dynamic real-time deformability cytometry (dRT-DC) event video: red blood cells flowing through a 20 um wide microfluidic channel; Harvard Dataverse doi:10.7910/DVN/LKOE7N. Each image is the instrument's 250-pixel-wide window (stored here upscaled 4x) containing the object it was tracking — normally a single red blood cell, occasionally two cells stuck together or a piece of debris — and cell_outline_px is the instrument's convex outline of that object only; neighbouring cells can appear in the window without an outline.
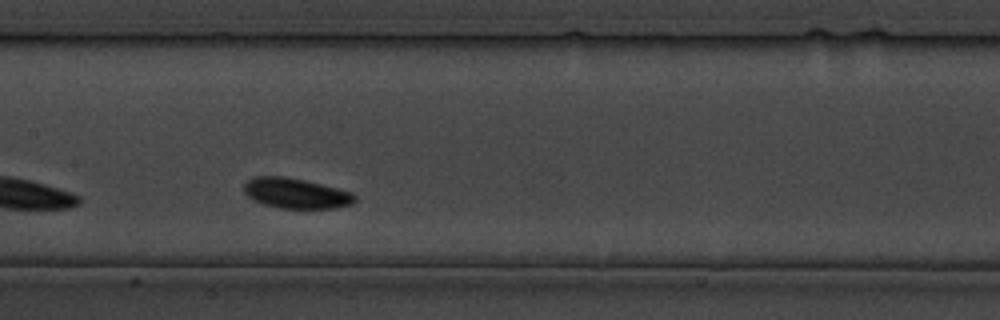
{"species": "common noctule bat (a hibernating species)", "species_latin": "Nyctalus noctula", "temperature_condition": "cold", "stored_images_in_passage": 21, "camera_frame_rate_fps": 3000, "um_per_image_px": 0.085, "animal": {"sex": "male", "body_mass_g": 19.5, "forearm_length_mm": 54.6}, "frame": {"image": 1, "passage_image": 10, "time_ms": 11.333, "image_size_px": [1000, 320], "cell_outline_px": [[356, 200], [352, 204], [336, 208], [276, 208], [252, 200], [244, 192], [244, 184], [252, 176], [284, 176], [304, 180], [352, 192], [356, 196]], "centroid_in_image_um": [25.13, 16.43], "position_along_channel_um": 182.3, "area_um2": 19.59}}